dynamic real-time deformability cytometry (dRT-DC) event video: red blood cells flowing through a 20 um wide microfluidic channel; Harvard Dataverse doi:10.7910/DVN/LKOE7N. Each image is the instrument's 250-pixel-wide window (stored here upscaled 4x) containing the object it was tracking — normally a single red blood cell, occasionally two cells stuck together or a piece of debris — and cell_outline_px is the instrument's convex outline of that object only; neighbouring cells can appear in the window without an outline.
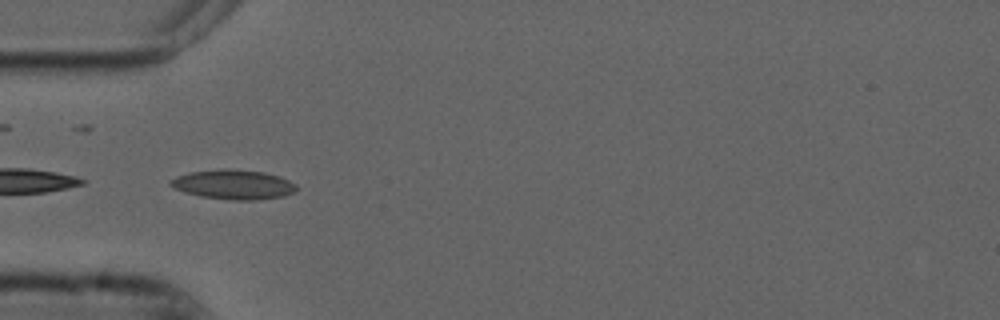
{"species": "common noctule bat (a hibernating species)", "species_latin": "Nyctalus noctula", "temperature_condition": "cold", "stored_images_in_passage": 20, "camera_frame_rate_fps": 3000, "um_per_image_px": 0.085, "animal": {"sex": "male", "forearm_length_mm": 52.5}, "frame": {"image": 1, "passage_image": 16, "time_ms": 5.0, "image_size_px": [1000, 320], "cell_outline_px": [[300, 188], [284, 196], [256, 200], [232, 200], [200, 196], [184, 192], [168, 184], [176, 176], [192, 172], [224, 168], [228, 168], [264, 172], [280, 176], [296, 184]], "centroid_in_image_um": [19.88, 15.68], "position_along_channel_um": 65.1, "area_um2": 21.68}}